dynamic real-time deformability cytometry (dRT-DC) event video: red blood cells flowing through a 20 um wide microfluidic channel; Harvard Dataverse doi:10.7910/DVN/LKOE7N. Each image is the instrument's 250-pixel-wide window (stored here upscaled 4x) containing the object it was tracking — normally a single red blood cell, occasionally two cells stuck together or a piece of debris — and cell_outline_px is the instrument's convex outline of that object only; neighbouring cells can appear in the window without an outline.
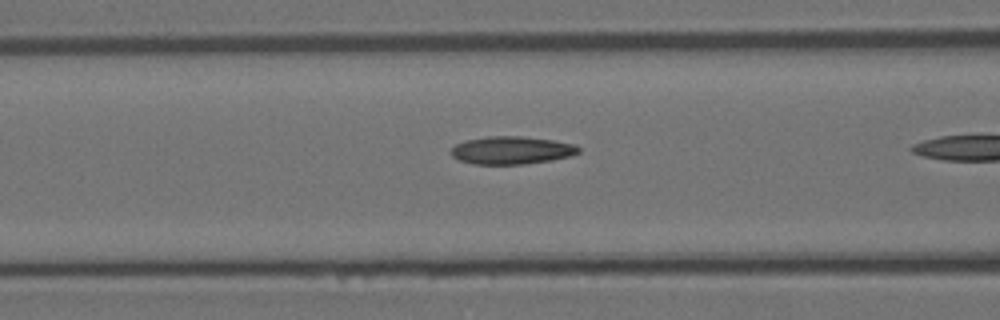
{"species": "Egyptian fruit bat (a non-hibernating species)", "species_latin": "Rousettus aegyptiacus", "temperature_condition": "room temperature", "stored_images_in_passage": 33, "camera_frame_rate_fps": 3000, "um_per_image_px": 0.085, "animal": {"sex": "female"}, "frame": {"image": 1, "passage_image": 19, "time_ms": 6.0, "image_size_px": [1000, 320], "cell_outline_px": [[580, 152], [572, 156], [552, 160], [524, 164], [476, 164], [460, 160], [452, 156], [452, 148], [456, 144], [468, 140], [488, 136], [520, 136], [552, 140], [576, 144], [580, 148]], "centroid_in_image_um": [43.54, 12.77], "position_along_channel_um": 123.1, "area_um2": 20.58}}
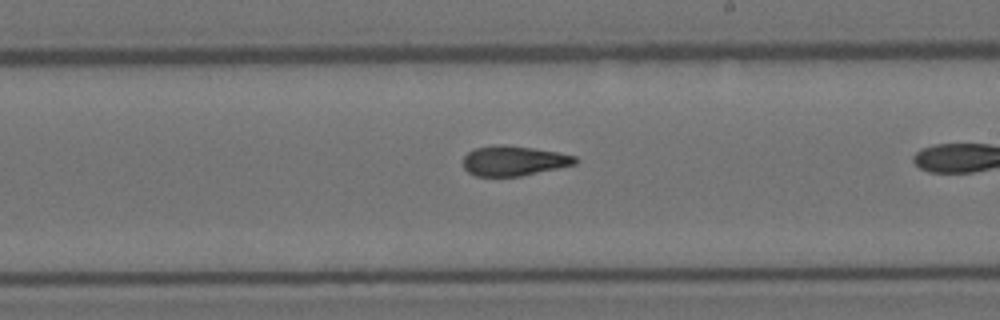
{"frame": {"image": 2, "passage_image": 29, "time_ms": 9.333, "image_size_px": [1000, 320], "cell_outline_px": [[580, 160], [576, 164], [520, 176], [476, 176], [468, 172], [464, 168], [464, 156], [468, 152], [476, 148], [500, 144], [504, 144], [532, 148], [556, 152], [576, 156]], "centroid_in_image_um": [43.68, 13.66], "position_along_channel_um": 245.3, "area_um2": 19.42}}
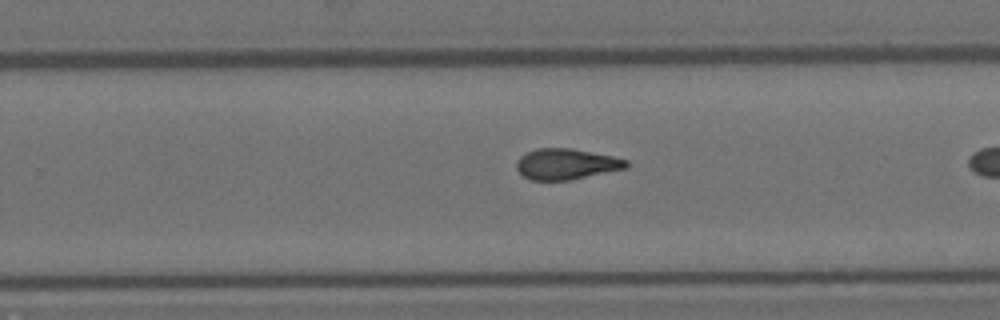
{"frame": {"image": 3, "passage_image": 32, "time_ms": 10.333, "image_size_px": [1000, 320], "cell_outline_px": [[628, 168], [572, 180], [532, 180], [524, 176], [516, 168], [516, 160], [524, 152], [536, 148], [572, 148], [612, 156], [628, 160]], "centroid_in_image_um": [48.13, 13.94], "position_along_channel_um": 281.7, "area_um2": 19.94}}